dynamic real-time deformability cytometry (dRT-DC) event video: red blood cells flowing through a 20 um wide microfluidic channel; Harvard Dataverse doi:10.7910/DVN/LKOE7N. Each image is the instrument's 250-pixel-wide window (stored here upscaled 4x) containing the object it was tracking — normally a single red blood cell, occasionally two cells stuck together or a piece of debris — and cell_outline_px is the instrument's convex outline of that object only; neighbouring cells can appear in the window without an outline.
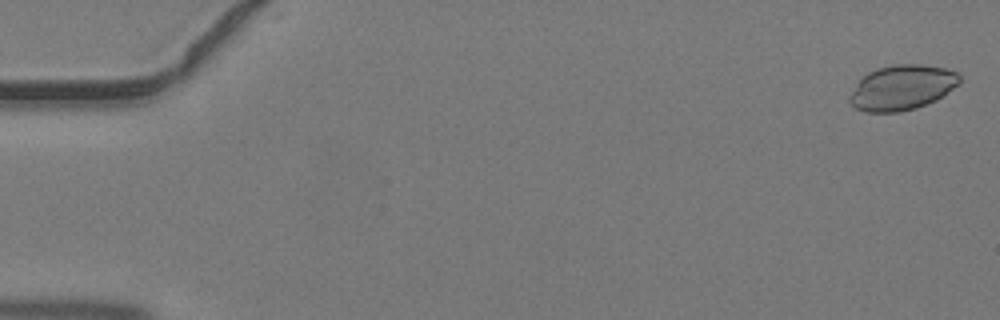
{"species": "common noctule bat (a hibernating species)", "species_latin": "Nyctalus noctula", "temperature_condition": "warm", "stored_images_in_passage": 45, "camera_frame_rate_fps": 3000, "um_per_image_px": 0.085, "animal": {"sex": "male", "body_mass_g": 19.2, "forearm_length_mm": 51.8}, "frame": {"image": 1, "passage_image": 1, "time_ms": 0.0, "image_size_px": [1000, 320], "cell_outline_px": [[960, 84], [936, 100], [916, 108], [900, 112], [864, 112], [856, 108], [848, 100], [848, 96], [856, 84], [868, 72], [880, 68], [896, 64], [920, 64], [944, 68], [956, 72], [960, 76]], "centroid_in_image_um": [76.67, 7.45], "position_along_channel_um": 8.3, "area_um2": 28.78}}